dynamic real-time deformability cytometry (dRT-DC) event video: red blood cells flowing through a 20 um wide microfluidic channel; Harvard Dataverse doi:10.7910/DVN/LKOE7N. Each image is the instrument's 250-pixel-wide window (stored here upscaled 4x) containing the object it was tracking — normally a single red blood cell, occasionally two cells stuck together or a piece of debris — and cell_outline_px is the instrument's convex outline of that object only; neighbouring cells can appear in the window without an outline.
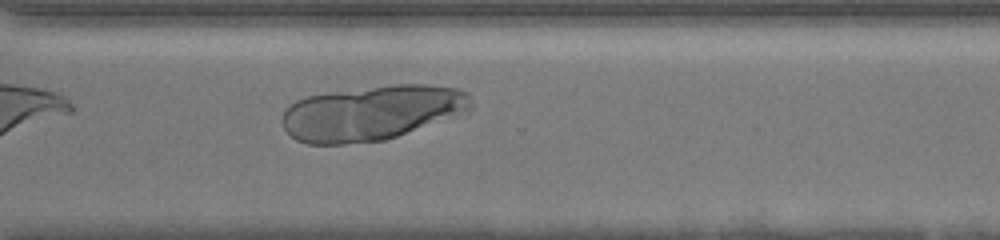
{"species": "human", "species_latin": "Homo sapiens", "temperature_condition": "room temperature", "stored_images_in_passage": 22, "camera_frame_rate_fps": 3000, "um_per_image_px": 0.085, "donor": {"sex": "female"}, "frame": {"image": 1, "passage_image": 22, "time_ms": 8.333, "image_size_px": [1000, 240], "cell_outline_px": [[472, 112], [384, 140], [344, 144], [308, 144], [296, 140], [284, 128], [284, 112], [296, 100], [308, 96], [332, 92], [396, 84], [428, 84], [456, 88], [468, 92], [472, 100]], "centroid_in_image_um": [31.7, 9.59], "position_along_channel_um": 338.9, "area_um2": 60.46}}